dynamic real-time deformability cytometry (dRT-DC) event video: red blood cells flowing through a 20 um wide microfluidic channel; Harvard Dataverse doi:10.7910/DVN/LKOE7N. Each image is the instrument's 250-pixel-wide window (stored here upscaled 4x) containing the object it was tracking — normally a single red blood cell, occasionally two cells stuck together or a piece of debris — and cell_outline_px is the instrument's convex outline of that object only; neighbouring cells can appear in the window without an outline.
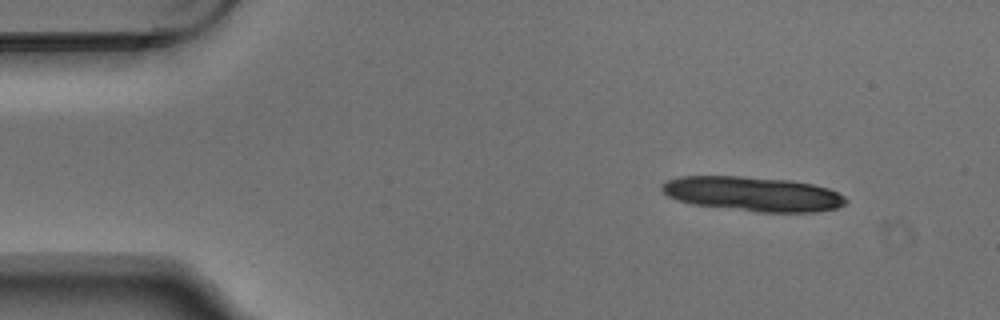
{"species": "Egyptian fruit bat (a non-hibernating species)", "species_latin": "Rousettus aegyptiacus", "temperature_condition": "warm", "stored_images_in_passage": 5, "camera_frame_rate_fps": 3000, "um_per_image_px": 0.085, "animal": {"sex": "male"}, "frame": {"image": 1, "passage_image": 1, "time_ms": 0.0, "image_size_px": [1000, 320], "cell_outline_px": [[848, 200], [844, 204], [836, 208], [816, 212], [756, 212], [692, 204], [676, 200], [668, 196], [660, 188], [660, 184], [668, 180], [680, 176], [740, 176], [788, 180], [812, 184], [828, 188], [844, 196]], "centroid_in_image_um": [63.96, 16.48], "position_along_channel_um": 21.0, "area_um2": 37.11}}
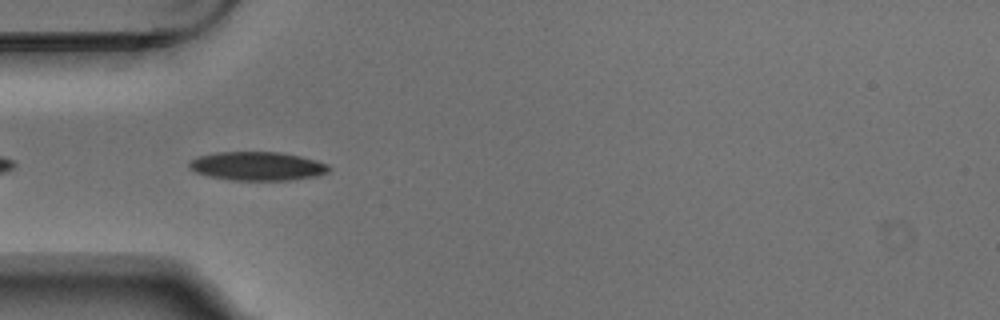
{"frame": {"image": 2, "passage_image": 4, "time_ms": 1.0, "image_size_px": [1000, 320], "cell_outline_px": [[332, 168], [328, 172], [320, 176], [288, 180], [228, 180], [208, 176], [196, 172], [188, 168], [188, 164], [192, 160], [200, 156], [216, 152], [280, 152], [300, 156], [316, 160], [328, 164]], "centroid_in_image_um": [21.91, 14.13], "position_along_channel_um": 63.1, "area_um2": 23.52}}
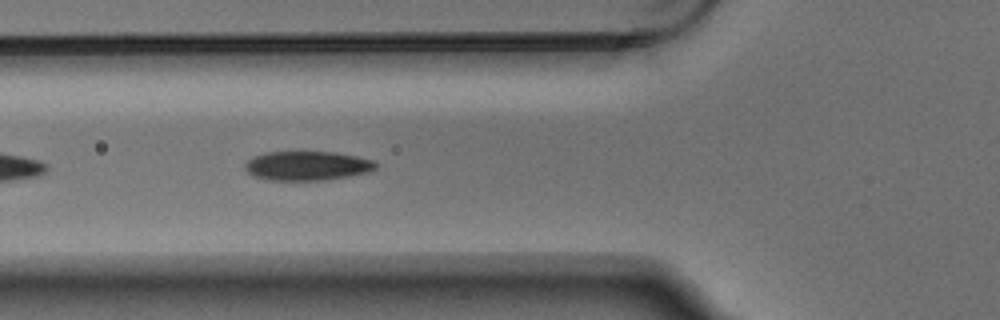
{"frame": {"image": 3, "passage_image": 5, "time_ms": 1.333, "image_size_px": [1000, 320], "cell_outline_px": [[380, 164], [376, 168], [368, 172], [328, 180], [272, 180], [252, 176], [244, 168], [244, 164], [252, 156], [264, 152], [336, 152], [376, 160]], "centroid_in_image_um": [26.13, 14.08], "position_along_channel_um": 99.7, "area_um2": 22.54}}